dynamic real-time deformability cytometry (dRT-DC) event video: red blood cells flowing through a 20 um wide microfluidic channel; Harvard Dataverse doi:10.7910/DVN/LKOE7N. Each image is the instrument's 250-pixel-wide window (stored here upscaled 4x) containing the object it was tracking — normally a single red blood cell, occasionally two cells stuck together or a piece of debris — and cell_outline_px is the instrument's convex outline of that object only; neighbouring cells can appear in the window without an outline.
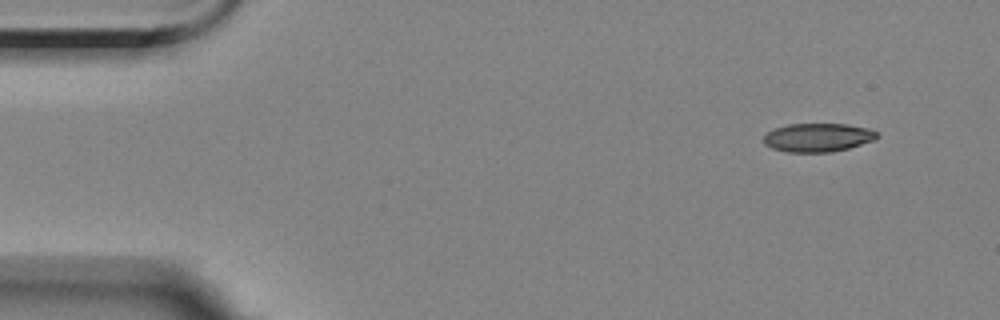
{"species": "Egyptian fruit bat (a non-hibernating species)", "species_latin": "Rousettus aegyptiacus", "temperature_condition": "room temperature", "stored_images_in_passage": 4, "camera_frame_rate_fps": 3000, "um_per_image_px": 0.085, "animal": {"sex": "female"}, "frame": {"image": 1, "passage_image": 1, "time_ms": 0.0, "image_size_px": [1000, 320], "cell_outline_px": [[880, 136], [876, 140], [848, 148], [832, 152], [788, 152], [772, 148], [764, 144], [764, 136], [768, 132], [776, 128], [788, 124], [848, 124], [868, 128], [876, 132]], "centroid_in_image_um": [69.55, 11.69], "position_along_channel_um": 15.4, "area_um2": 18.9}}
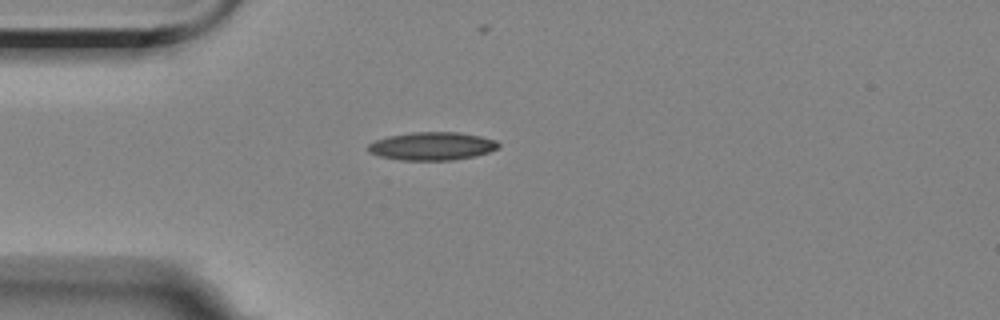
{"frame": {"image": 2, "passage_image": 4, "time_ms": 3.333, "image_size_px": [1000, 320], "cell_outline_px": [[500, 144], [496, 148], [488, 152], [472, 156], [452, 160], [400, 160], [380, 156], [368, 152], [368, 144], [376, 140], [388, 136], [412, 132], [456, 132], [480, 136], [496, 140]], "centroid_in_image_um": [36.69, 12.41], "position_along_channel_um": 48.3, "area_um2": 21.15}}